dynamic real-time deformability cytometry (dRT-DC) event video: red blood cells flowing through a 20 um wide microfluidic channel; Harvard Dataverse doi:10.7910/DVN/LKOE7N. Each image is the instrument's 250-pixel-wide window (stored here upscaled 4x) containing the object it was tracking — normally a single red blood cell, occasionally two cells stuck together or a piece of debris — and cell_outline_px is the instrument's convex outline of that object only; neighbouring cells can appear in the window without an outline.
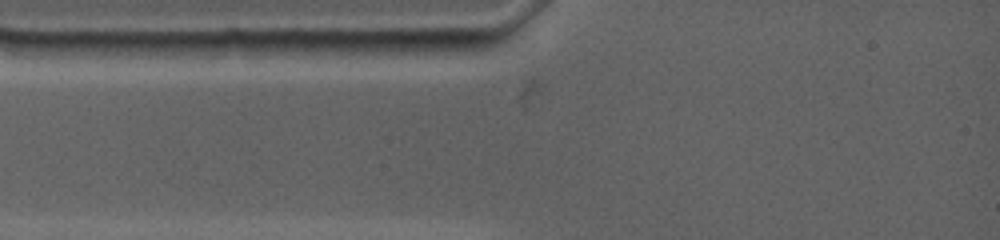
{"species": "common noctule bat (a hibernating species)", "species_latin": "Nyctalus noctula", "temperature_condition": "warm", "stored_images_in_passage": 2, "camera_frame_rate_fps": 4500, "um_per_image_px": 0.085, "animal": {"sex": "female", "body_mass_g": 19.0, "forearm_length_mm": 53.3}, "frame": {"image": 1, "passage_image": 2, "time_ms": 0.444, "image_size_px": [1000, 240], "cell_outline_px": [[500, 40], [496, 44], [488, 48], [444, 56], [396, 52], [396, 40], [500, 36]], "centroid_in_image_um": [37.86, 3.86], "position_along_channel_um": 47.1, "area_um2": 10.58}}